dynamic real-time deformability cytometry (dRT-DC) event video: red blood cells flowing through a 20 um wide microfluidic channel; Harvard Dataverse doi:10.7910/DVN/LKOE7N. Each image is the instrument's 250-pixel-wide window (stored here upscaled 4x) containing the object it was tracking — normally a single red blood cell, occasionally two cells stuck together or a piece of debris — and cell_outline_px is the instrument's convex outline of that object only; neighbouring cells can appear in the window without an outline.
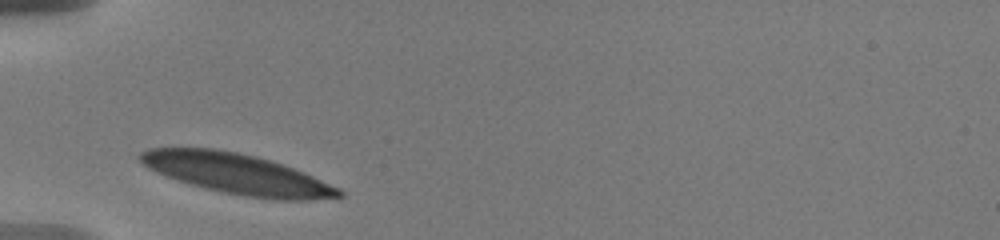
{"species": "human", "species_latin": "Homo sapiens", "temperature_condition": "warm", "stored_images_in_passage": 3, "camera_frame_rate_fps": 3000, "um_per_image_px": 0.085, "donor": {"sex": "male"}, "frame": {"image": 1, "passage_image": 1, "time_ms": 0.0, "image_size_px": [1000, 240], "cell_outline_px": [[344, 196], [308, 200], [280, 200], [248, 196], [224, 192], [204, 188], [176, 180], [156, 172], [148, 168], [136, 156], [140, 152], [148, 148], [216, 148], [256, 156], [304, 172], [340, 188], [344, 192]], "centroid_in_image_um": [20.13, 14.77], "position_along_channel_um": 64.9, "area_um2": 46.41}}
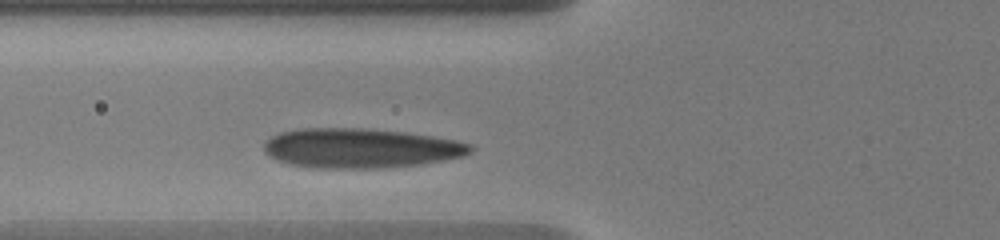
{"frame": {"image": 2, "passage_image": 3, "time_ms": 1.0, "image_size_px": [1000, 240], "cell_outline_px": [[472, 152], [464, 156], [420, 164], [380, 168], [320, 168], [288, 164], [276, 160], [264, 152], [264, 140], [280, 132], [300, 128], [368, 128], [408, 132], [456, 140], [472, 144]], "centroid_in_image_um": [30.63, 12.58], "position_along_channel_um": 95.2, "area_um2": 47.97}}